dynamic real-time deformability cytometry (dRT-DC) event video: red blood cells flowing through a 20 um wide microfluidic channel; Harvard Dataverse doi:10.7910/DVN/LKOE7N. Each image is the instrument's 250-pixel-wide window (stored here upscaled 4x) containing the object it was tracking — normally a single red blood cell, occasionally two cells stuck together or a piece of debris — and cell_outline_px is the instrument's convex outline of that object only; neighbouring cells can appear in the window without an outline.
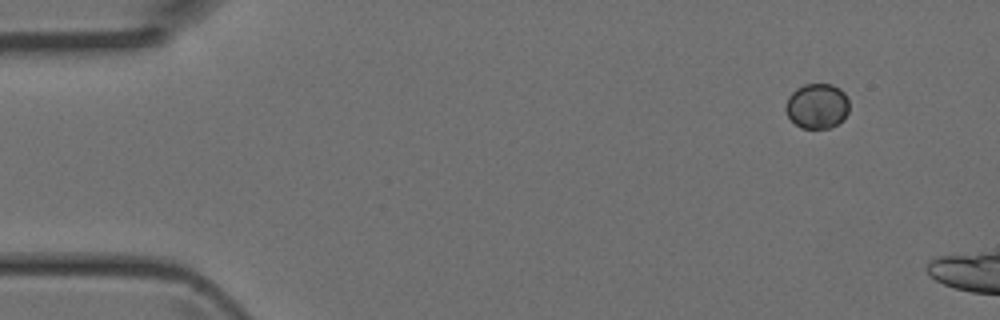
{"species": "Egyptian fruit bat (a non-hibernating species)", "species_latin": "Rousettus aegyptiacus", "temperature_condition": "room temperature", "stored_images_in_passage": 3, "camera_frame_rate_fps": 3000, "um_per_image_px": 0.085, "animal": {"sex": "female"}, "frame": {"image": 1, "passage_image": 1, "time_ms": 0.0, "image_size_px": [1000, 320], "cell_outline_px": [[848, 112], [844, 120], [828, 128], [800, 128], [788, 116], [784, 108], [788, 96], [796, 88], [804, 84], [832, 84], [840, 88], [844, 92], [848, 100]], "centroid_in_image_um": [69.45, 9.0], "position_along_channel_um": 15.6, "area_um2": 16.82}}